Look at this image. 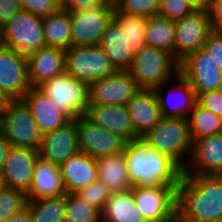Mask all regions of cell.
<instances>
[{"label":"cell","instance_id":"1","mask_svg":"<svg viewBox=\"0 0 222 222\" xmlns=\"http://www.w3.org/2000/svg\"><path fill=\"white\" fill-rule=\"evenodd\" d=\"M222 218V175L182 174L177 187L176 220Z\"/></svg>","mask_w":222,"mask_h":222},{"label":"cell","instance_id":"2","mask_svg":"<svg viewBox=\"0 0 222 222\" xmlns=\"http://www.w3.org/2000/svg\"><path fill=\"white\" fill-rule=\"evenodd\" d=\"M124 156L130 182L137 187L178 186L183 170L142 138L126 142Z\"/></svg>","mask_w":222,"mask_h":222},{"label":"cell","instance_id":"3","mask_svg":"<svg viewBox=\"0 0 222 222\" xmlns=\"http://www.w3.org/2000/svg\"><path fill=\"white\" fill-rule=\"evenodd\" d=\"M141 138L151 148L172 159L182 170L189 162L187 159L191 156L193 140L188 118L163 117Z\"/></svg>","mask_w":222,"mask_h":222},{"label":"cell","instance_id":"4","mask_svg":"<svg viewBox=\"0 0 222 222\" xmlns=\"http://www.w3.org/2000/svg\"><path fill=\"white\" fill-rule=\"evenodd\" d=\"M179 65L171 53L145 45L134 54L127 72L141 89H154L174 79L179 73Z\"/></svg>","mask_w":222,"mask_h":222},{"label":"cell","instance_id":"5","mask_svg":"<svg viewBox=\"0 0 222 222\" xmlns=\"http://www.w3.org/2000/svg\"><path fill=\"white\" fill-rule=\"evenodd\" d=\"M38 88L70 119L85 116L89 106V84L66 72L44 81Z\"/></svg>","mask_w":222,"mask_h":222},{"label":"cell","instance_id":"6","mask_svg":"<svg viewBox=\"0 0 222 222\" xmlns=\"http://www.w3.org/2000/svg\"><path fill=\"white\" fill-rule=\"evenodd\" d=\"M0 131L10 146L37 150L42 138L32 112L22 100L8 101L0 112Z\"/></svg>","mask_w":222,"mask_h":222},{"label":"cell","instance_id":"7","mask_svg":"<svg viewBox=\"0 0 222 222\" xmlns=\"http://www.w3.org/2000/svg\"><path fill=\"white\" fill-rule=\"evenodd\" d=\"M27 56L45 47L43 18L21 10L1 28V43Z\"/></svg>","mask_w":222,"mask_h":222},{"label":"cell","instance_id":"8","mask_svg":"<svg viewBox=\"0 0 222 222\" xmlns=\"http://www.w3.org/2000/svg\"><path fill=\"white\" fill-rule=\"evenodd\" d=\"M116 71L99 45L71 46L65 50V72L88 84Z\"/></svg>","mask_w":222,"mask_h":222},{"label":"cell","instance_id":"9","mask_svg":"<svg viewBox=\"0 0 222 222\" xmlns=\"http://www.w3.org/2000/svg\"><path fill=\"white\" fill-rule=\"evenodd\" d=\"M177 187L133 186L131 191L137 208L147 222H173L176 220Z\"/></svg>","mask_w":222,"mask_h":222},{"label":"cell","instance_id":"10","mask_svg":"<svg viewBox=\"0 0 222 222\" xmlns=\"http://www.w3.org/2000/svg\"><path fill=\"white\" fill-rule=\"evenodd\" d=\"M113 12L114 7L109 4L69 12L72 46L99 45Z\"/></svg>","mask_w":222,"mask_h":222},{"label":"cell","instance_id":"11","mask_svg":"<svg viewBox=\"0 0 222 222\" xmlns=\"http://www.w3.org/2000/svg\"><path fill=\"white\" fill-rule=\"evenodd\" d=\"M211 32L207 8L193 10L175 21V59L180 63L192 52L203 48Z\"/></svg>","mask_w":222,"mask_h":222},{"label":"cell","instance_id":"12","mask_svg":"<svg viewBox=\"0 0 222 222\" xmlns=\"http://www.w3.org/2000/svg\"><path fill=\"white\" fill-rule=\"evenodd\" d=\"M31 89L26 56L0 44V91L8 101L22 100Z\"/></svg>","mask_w":222,"mask_h":222},{"label":"cell","instance_id":"13","mask_svg":"<svg viewBox=\"0 0 222 222\" xmlns=\"http://www.w3.org/2000/svg\"><path fill=\"white\" fill-rule=\"evenodd\" d=\"M80 152L98 159L124 151L126 141L120 136L94 124L86 116L76 118Z\"/></svg>","mask_w":222,"mask_h":222},{"label":"cell","instance_id":"14","mask_svg":"<svg viewBox=\"0 0 222 222\" xmlns=\"http://www.w3.org/2000/svg\"><path fill=\"white\" fill-rule=\"evenodd\" d=\"M179 66V72L190 82L196 97L222 89V72L203 48L189 54Z\"/></svg>","mask_w":222,"mask_h":222},{"label":"cell","instance_id":"15","mask_svg":"<svg viewBox=\"0 0 222 222\" xmlns=\"http://www.w3.org/2000/svg\"><path fill=\"white\" fill-rule=\"evenodd\" d=\"M140 89L127 71H116L89 84V105H126Z\"/></svg>","mask_w":222,"mask_h":222},{"label":"cell","instance_id":"16","mask_svg":"<svg viewBox=\"0 0 222 222\" xmlns=\"http://www.w3.org/2000/svg\"><path fill=\"white\" fill-rule=\"evenodd\" d=\"M37 152L38 157L58 166L79 153L76 118L54 131L42 134Z\"/></svg>","mask_w":222,"mask_h":222},{"label":"cell","instance_id":"17","mask_svg":"<svg viewBox=\"0 0 222 222\" xmlns=\"http://www.w3.org/2000/svg\"><path fill=\"white\" fill-rule=\"evenodd\" d=\"M37 150L11 146L0 171L6 187L27 193L33 182Z\"/></svg>","mask_w":222,"mask_h":222},{"label":"cell","instance_id":"18","mask_svg":"<svg viewBox=\"0 0 222 222\" xmlns=\"http://www.w3.org/2000/svg\"><path fill=\"white\" fill-rule=\"evenodd\" d=\"M174 79L177 81L175 82L176 85H173L174 87H171L170 90H168V94H170L172 97L174 95L176 96L175 98L173 97V100L169 95L165 96L163 93L164 91H162L163 87H165L164 85H169V83L172 82L171 80H168L153 89L158 100L162 117L188 118L195 103L197 102L195 91L190 85V82L180 72L177 73ZM169 98L173 101L172 104Z\"/></svg>","mask_w":222,"mask_h":222},{"label":"cell","instance_id":"19","mask_svg":"<svg viewBox=\"0 0 222 222\" xmlns=\"http://www.w3.org/2000/svg\"><path fill=\"white\" fill-rule=\"evenodd\" d=\"M188 160L183 174L222 175V133L194 140Z\"/></svg>","mask_w":222,"mask_h":222},{"label":"cell","instance_id":"20","mask_svg":"<svg viewBox=\"0 0 222 222\" xmlns=\"http://www.w3.org/2000/svg\"><path fill=\"white\" fill-rule=\"evenodd\" d=\"M135 134L141 138L163 118L153 89H140L126 104Z\"/></svg>","mask_w":222,"mask_h":222},{"label":"cell","instance_id":"21","mask_svg":"<svg viewBox=\"0 0 222 222\" xmlns=\"http://www.w3.org/2000/svg\"><path fill=\"white\" fill-rule=\"evenodd\" d=\"M28 79L31 87L65 72V50L43 47L26 56Z\"/></svg>","mask_w":222,"mask_h":222},{"label":"cell","instance_id":"22","mask_svg":"<svg viewBox=\"0 0 222 222\" xmlns=\"http://www.w3.org/2000/svg\"><path fill=\"white\" fill-rule=\"evenodd\" d=\"M22 101L32 112L33 119L42 134L54 131L71 120L38 87H31Z\"/></svg>","mask_w":222,"mask_h":222},{"label":"cell","instance_id":"23","mask_svg":"<svg viewBox=\"0 0 222 222\" xmlns=\"http://www.w3.org/2000/svg\"><path fill=\"white\" fill-rule=\"evenodd\" d=\"M94 124L126 142L139 139L135 134L126 105H89L85 115Z\"/></svg>","mask_w":222,"mask_h":222},{"label":"cell","instance_id":"24","mask_svg":"<svg viewBox=\"0 0 222 222\" xmlns=\"http://www.w3.org/2000/svg\"><path fill=\"white\" fill-rule=\"evenodd\" d=\"M59 168L67 193H76L98 180L97 159L82 152L67 159Z\"/></svg>","mask_w":222,"mask_h":222},{"label":"cell","instance_id":"25","mask_svg":"<svg viewBox=\"0 0 222 222\" xmlns=\"http://www.w3.org/2000/svg\"><path fill=\"white\" fill-rule=\"evenodd\" d=\"M58 165L38 157L33 171V182L26 193L27 200H35L66 195Z\"/></svg>","mask_w":222,"mask_h":222},{"label":"cell","instance_id":"26","mask_svg":"<svg viewBox=\"0 0 222 222\" xmlns=\"http://www.w3.org/2000/svg\"><path fill=\"white\" fill-rule=\"evenodd\" d=\"M99 46L117 71L130 68L134 55L128 48L126 33L113 19L107 24Z\"/></svg>","mask_w":222,"mask_h":222},{"label":"cell","instance_id":"27","mask_svg":"<svg viewBox=\"0 0 222 222\" xmlns=\"http://www.w3.org/2000/svg\"><path fill=\"white\" fill-rule=\"evenodd\" d=\"M98 180L103 182L111 193L131 190L124 152L97 159Z\"/></svg>","mask_w":222,"mask_h":222},{"label":"cell","instance_id":"28","mask_svg":"<svg viewBox=\"0 0 222 222\" xmlns=\"http://www.w3.org/2000/svg\"><path fill=\"white\" fill-rule=\"evenodd\" d=\"M101 222H147L131 190L111 193L101 212Z\"/></svg>","mask_w":222,"mask_h":222},{"label":"cell","instance_id":"29","mask_svg":"<svg viewBox=\"0 0 222 222\" xmlns=\"http://www.w3.org/2000/svg\"><path fill=\"white\" fill-rule=\"evenodd\" d=\"M45 47L67 50L72 46V28L69 12L59 9L43 18Z\"/></svg>","mask_w":222,"mask_h":222},{"label":"cell","instance_id":"30","mask_svg":"<svg viewBox=\"0 0 222 222\" xmlns=\"http://www.w3.org/2000/svg\"><path fill=\"white\" fill-rule=\"evenodd\" d=\"M145 45L165 50L175 58V21L154 15L147 18Z\"/></svg>","mask_w":222,"mask_h":222},{"label":"cell","instance_id":"31","mask_svg":"<svg viewBox=\"0 0 222 222\" xmlns=\"http://www.w3.org/2000/svg\"><path fill=\"white\" fill-rule=\"evenodd\" d=\"M192 140L222 133V117L195 103L188 116Z\"/></svg>","mask_w":222,"mask_h":222},{"label":"cell","instance_id":"32","mask_svg":"<svg viewBox=\"0 0 222 222\" xmlns=\"http://www.w3.org/2000/svg\"><path fill=\"white\" fill-rule=\"evenodd\" d=\"M32 222H65L66 195L28 200Z\"/></svg>","mask_w":222,"mask_h":222},{"label":"cell","instance_id":"33","mask_svg":"<svg viewBox=\"0 0 222 222\" xmlns=\"http://www.w3.org/2000/svg\"><path fill=\"white\" fill-rule=\"evenodd\" d=\"M126 33L128 48L132 54L138 53L145 46V28L147 17L119 13L115 8L112 18Z\"/></svg>","mask_w":222,"mask_h":222},{"label":"cell","instance_id":"34","mask_svg":"<svg viewBox=\"0 0 222 222\" xmlns=\"http://www.w3.org/2000/svg\"><path fill=\"white\" fill-rule=\"evenodd\" d=\"M65 222H101V212L76 193L66 194Z\"/></svg>","mask_w":222,"mask_h":222},{"label":"cell","instance_id":"35","mask_svg":"<svg viewBox=\"0 0 222 222\" xmlns=\"http://www.w3.org/2000/svg\"><path fill=\"white\" fill-rule=\"evenodd\" d=\"M204 0H160L159 15L177 21L190 14L193 10L207 8Z\"/></svg>","mask_w":222,"mask_h":222},{"label":"cell","instance_id":"36","mask_svg":"<svg viewBox=\"0 0 222 222\" xmlns=\"http://www.w3.org/2000/svg\"><path fill=\"white\" fill-rule=\"evenodd\" d=\"M26 193L14 188L5 187L0 192V222L8 219L26 207Z\"/></svg>","mask_w":222,"mask_h":222},{"label":"cell","instance_id":"37","mask_svg":"<svg viewBox=\"0 0 222 222\" xmlns=\"http://www.w3.org/2000/svg\"><path fill=\"white\" fill-rule=\"evenodd\" d=\"M114 8L119 13L148 18L159 14L160 0H121Z\"/></svg>","mask_w":222,"mask_h":222},{"label":"cell","instance_id":"38","mask_svg":"<svg viewBox=\"0 0 222 222\" xmlns=\"http://www.w3.org/2000/svg\"><path fill=\"white\" fill-rule=\"evenodd\" d=\"M76 194L102 212L111 192L103 182L97 180L87 187L80 189Z\"/></svg>","mask_w":222,"mask_h":222},{"label":"cell","instance_id":"39","mask_svg":"<svg viewBox=\"0 0 222 222\" xmlns=\"http://www.w3.org/2000/svg\"><path fill=\"white\" fill-rule=\"evenodd\" d=\"M21 9L46 18L56 13L60 6L54 0H19Z\"/></svg>","mask_w":222,"mask_h":222},{"label":"cell","instance_id":"40","mask_svg":"<svg viewBox=\"0 0 222 222\" xmlns=\"http://www.w3.org/2000/svg\"><path fill=\"white\" fill-rule=\"evenodd\" d=\"M197 103L222 117V89L200 93L197 96Z\"/></svg>","mask_w":222,"mask_h":222},{"label":"cell","instance_id":"41","mask_svg":"<svg viewBox=\"0 0 222 222\" xmlns=\"http://www.w3.org/2000/svg\"><path fill=\"white\" fill-rule=\"evenodd\" d=\"M203 49L212 57L222 72V33L211 32L203 45Z\"/></svg>","mask_w":222,"mask_h":222},{"label":"cell","instance_id":"42","mask_svg":"<svg viewBox=\"0 0 222 222\" xmlns=\"http://www.w3.org/2000/svg\"><path fill=\"white\" fill-rule=\"evenodd\" d=\"M211 31L222 33V0H210L207 6Z\"/></svg>","mask_w":222,"mask_h":222},{"label":"cell","instance_id":"43","mask_svg":"<svg viewBox=\"0 0 222 222\" xmlns=\"http://www.w3.org/2000/svg\"><path fill=\"white\" fill-rule=\"evenodd\" d=\"M21 10L19 0H0V29Z\"/></svg>","mask_w":222,"mask_h":222},{"label":"cell","instance_id":"44","mask_svg":"<svg viewBox=\"0 0 222 222\" xmlns=\"http://www.w3.org/2000/svg\"><path fill=\"white\" fill-rule=\"evenodd\" d=\"M105 4V0H65L60 6V9L67 12H72L79 9L92 8Z\"/></svg>","mask_w":222,"mask_h":222},{"label":"cell","instance_id":"45","mask_svg":"<svg viewBox=\"0 0 222 222\" xmlns=\"http://www.w3.org/2000/svg\"><path fill=\"white\" fill-rule=\"evenodd\" d=\"M3 222H32V217L28 207L26 206Z\"/></svg>","mask_w":222,"mask_h":222},{"label":"cell","instance_id":"46","mask_svg":"<svg viewBox=\"0 0 222 222\" xmlns=\"http://www.w3.org/2000/svg\"><path fill=\"white\" fill-rule=\"evenodd\" d=\"M10 144L8 140L5 138L3 133L0 131V171L4 165L5 159L10 150Z\"/></svg>","mask_w":222,"mask_h":222},{"label":"cell","instance_id":"47","mask_svg":"<svg viewBox=\"0 0 222 222\" xmlns=\"http://www.w3.org/2000/svg\"><path fill=\"white\" fill-rule=\"evenodd\" d=\"M177 222H222V218H216L209 221H197V220H177Z\"/></svg>","mask_w":222,"mask_h":222},{"label":"cell","instance_id":"48","mask_svg":"<svg viewBox=\"0 0 222 222\" xmlns=\"http://www.w3.org/2000/svg\"><path fill=\"white\" fill-rule=\"evenodd\" d=\"M7 102H8V100L5 98V96L0 91V112L5 107Z\"/></svg>","mask_w":222,"mask_h":222},{"label":"cell","instance_id":"49","mask_svg":"<svg viewBox=\"0 0 222 222\" xmlns=\"http://www.w3.org/2000/svg\"><path fill=\"white\" fill-rule=\"evenodd\" d=\"M106 4L112 5L113 7L116 6L121 0H105Z\"/></svg>","mask_w":222,"mask_h":222},{"label":"cell","instance_id":"50","mask_svg":"<svg viewBox=\"0 0 222 222\" xmlns=\"http://www.w3.org/2000/svg\"><path fill=\"white\" fill-rule=\"evenodd\" d=\"M6 187L4 179L0 173V192Z\"/></svg>","mask_w":222,"mask_h":222},{"label":"cell","instance_id":"51","mask_svg":"<svg viewBox=\"0 0 222 222\" xmlns=\"http://www.w3.org/2000/svg\"><path fill=\"white\" fill-rule=\"evenodd\" d=\"M59 6H61L65 0H54Z\"/></svg>","mask_w":222,"mask_h":222}]
</instances>
